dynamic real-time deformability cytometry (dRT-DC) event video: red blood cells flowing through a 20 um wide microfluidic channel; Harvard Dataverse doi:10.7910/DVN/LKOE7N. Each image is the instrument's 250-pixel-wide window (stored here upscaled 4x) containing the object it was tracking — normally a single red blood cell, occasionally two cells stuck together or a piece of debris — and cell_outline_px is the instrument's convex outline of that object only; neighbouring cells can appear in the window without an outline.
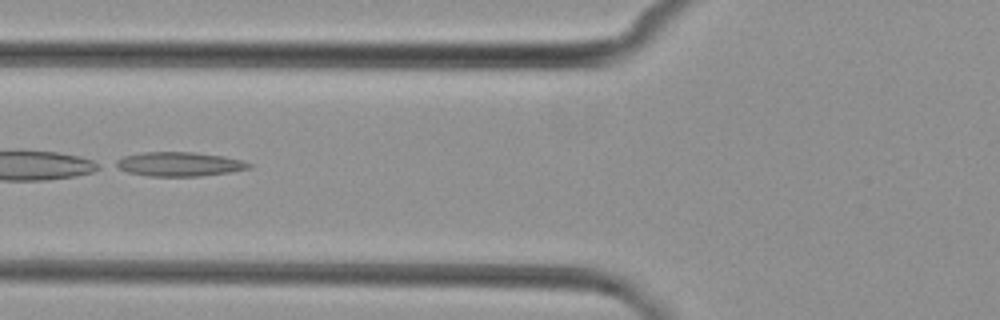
{"species": "common noctule bat (a hibernating species)", "species_latin": "Nyctalus noctula", "temperature_condition": "cold", "stored_images_in_passage": 8, "camera_frame_rate_fps": 3000, "um_per_image_px": 0.085, "animal": {"sex": "female", "body_mass_g": 29.2, "forearm_length_mm": 56.3}, "frame": {"image": 1, "passage_image": 6, "time_ms": 6.333, "image_size_px": [1000, 320], "cell_outline_px": [[252, 168], [232, 172], [200, 176], [148, 176], [128, 172], [108, 164], [124, 156], [144, 152], [192, 152], [224, 156], [240, 160], [252, 164]], "centroid_in_image_um": [15.2, 13.95], "position_along_channel_um": 110.6, "area_um2": 18.96}}
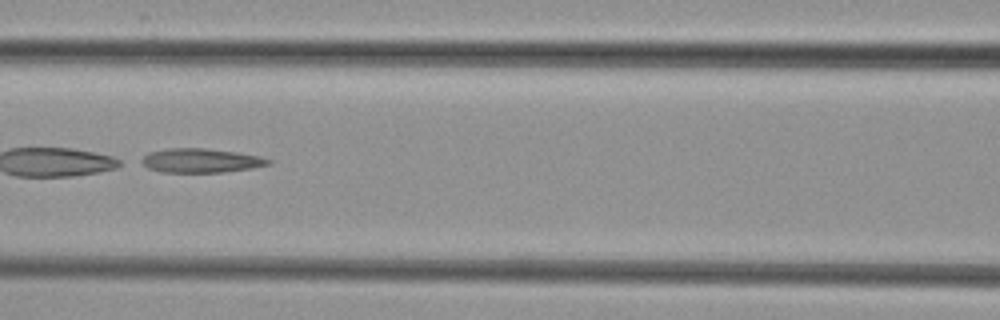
{"frame": {"image": 2, "passage_image": 7, "time_ms": 7.333, "image_size_px": [1000, 320], "cell_outline_px": [[272, 164], [252, 168], [224, 172], [160, 172], [148, 168], [136, 160], [148, 152], [168, 148], [204, 148], [236, 152], [260, 156], [272, 160]], "centroid_in_image_um": [17.02, 13.64], "position_along_channel_um": 149.6, "area_um2": 18.09}}
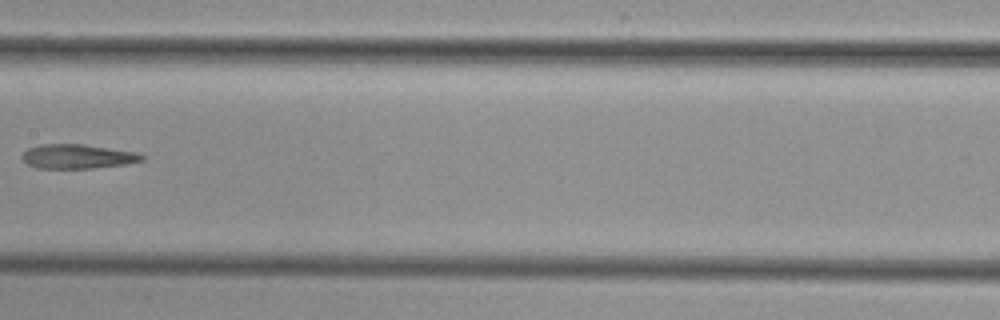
{"frame": {"image": 3, "passage_image": 8, "time_ms": 8.667, "image_size_px": [1000, 320], "cell_outline_px": [[148, 156], [144, 160], [124, 164], [92, 168], [36, 168], [28, 164], [20, 156], [28, 148], [40, 144], [80, 144], [136, 152]], "centroid_in_image_um": [6.59, 13.3], "position_along_channel_um": 200.8, "area_um2": 16.88}}